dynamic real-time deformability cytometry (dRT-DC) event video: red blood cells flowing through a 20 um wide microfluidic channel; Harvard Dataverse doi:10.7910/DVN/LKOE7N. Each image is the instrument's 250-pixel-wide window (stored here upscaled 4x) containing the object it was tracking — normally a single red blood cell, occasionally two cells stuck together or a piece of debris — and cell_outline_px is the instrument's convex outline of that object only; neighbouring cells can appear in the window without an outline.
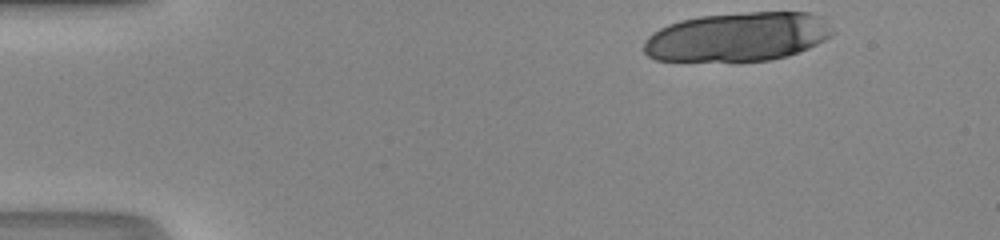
{"species": "human", "species_latin": "Homo sapiens", "temperature_condition": "room temperature", "stored_images_in_passage": 13, "camera_frame_rate_fps": 3000, "um_per_image_px": 0.085, "donor": {"sex": "male"}, "frame": {"image": 1, "passage_image": 1, "time_ms": 0.0, "image_size_px": [1000, 240], "cell_outline_px": [[836, 32], [832, 36], [808, 48], [788, 56], [772, 60], [736, 64], [732, 64], [656, 60], [648, 56], [644, 52], [644, 40], [652, 32], [668, 24], [680, 20], [700, 16], [748, 12], [808, 12], [820, 16]], "centroid_in_image_um": [62.67, 3.18], "position_along_channel_um": 22.3, "area_um2": 55.55}}